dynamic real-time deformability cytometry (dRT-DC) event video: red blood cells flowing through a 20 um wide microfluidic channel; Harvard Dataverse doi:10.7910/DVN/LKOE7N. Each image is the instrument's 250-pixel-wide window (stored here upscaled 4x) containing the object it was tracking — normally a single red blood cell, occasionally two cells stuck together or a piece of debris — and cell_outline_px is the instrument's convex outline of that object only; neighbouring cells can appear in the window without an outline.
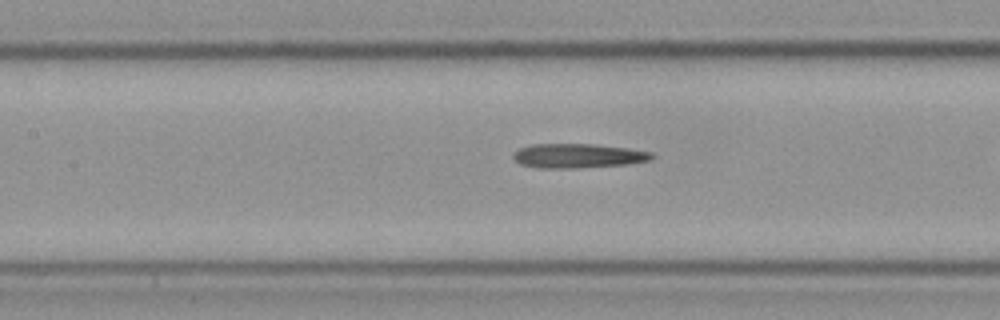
{"species": "Egyptian fruit bat (a non-hibernating species)", "species_latin": "Rousettus aegyptiacus", "temperature_condition": "cold", "stored_images_in_passage": 33, "segment_of_instrument_passage": [2, 2], "camera_frame_rate_fps": 3000, "um_per_image_px": 0.085, "frame": {"image": 1, "passage_image": 24, "time_ms": 7.667, "image_size_px": [1000, 320], "cell_outline_px": [[656, 156], [648, 160], [628, 164], [576, 168], [536, 168], [520, 164], [512, 156], [512, 152], [520, 148], [532, 144], [596, 144], [628, 148], [652, 152]], "centroid_in_image_um": [49.11, 13.24], "position_along_channel_um": 158.3, "area_um2": 19.77}}
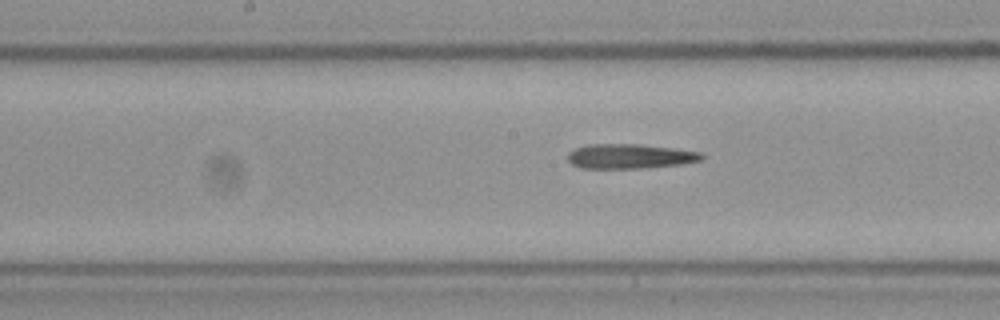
{"frame": {"image": 2, "passage_image": 27, "time_ms": 8.667, "image_size_px": [1000, 320], "cell_outline_px": [[704, 156], [700, 160], [680, 164], [640, 168], [584, 168], [572, 164], [568, 160], [568, 152], [576, 148], [588, 144], [640, 144], [676, 148], [700, 152]], "centroid_in_image_um": [53.53, 13.27], "position_along_channel_um": 194.7, "area_um2": 19.13}}
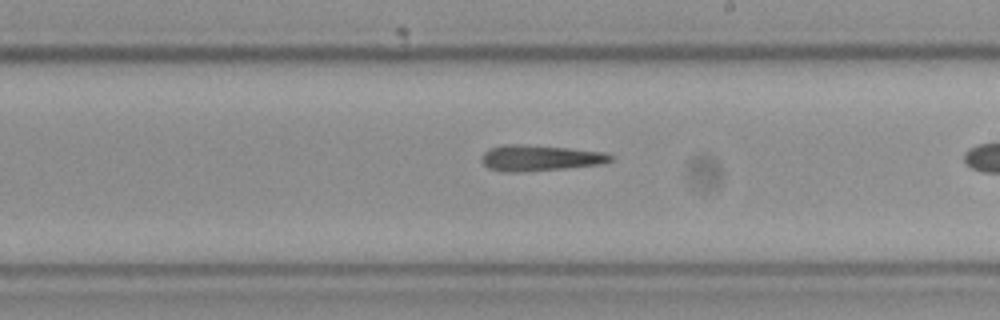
{"frame": {"image": 3, "passage_image": 31, "time_ms": 10.0, "image_size_px": [1000, 320], "cell_outline_px": [[612, 160], [600, 164], [564, 168], [488, 168], [480, 160], [484, 152], [488, 148], [504, 144], [524, 144], [568, 148], [604, 152], [612, 156]], "centroid_in_image_um": [45.94, 13.35], "position_along_channel_um": 243.1, "area_um2": 18.09}}